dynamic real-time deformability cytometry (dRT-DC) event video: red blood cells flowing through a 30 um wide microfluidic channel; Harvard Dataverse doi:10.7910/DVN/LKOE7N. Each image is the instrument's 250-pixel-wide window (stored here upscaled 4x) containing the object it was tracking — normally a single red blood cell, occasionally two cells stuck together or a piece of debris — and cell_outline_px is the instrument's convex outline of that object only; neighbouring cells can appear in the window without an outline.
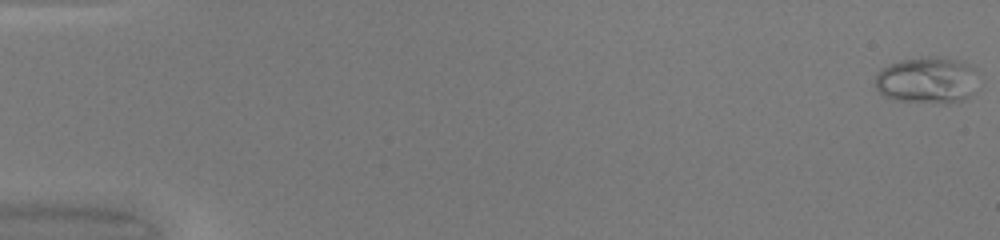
{"species": "common noctule bat (a hibernating species)", "species_latin": "Nyctalus noctula", "temperature_condition": "warm", "stored_images_in_passage": 50, "camera_frame_rate_fps": 3000, "um_per_image_px": 0.085, "animal": {"sex": "female", "body_mass_g": 20.0, "forearm_length_mm": 54.0}, "frame": {"image": 1, "passage_image": 1, "time_ms": 0.0, "image_size_px": [1000, 240], "cell_outline_px": [[976, 68], [968, 96], [964, 100], [948, 104], [896, 100], [884, 96], [876, 88], [876, 76], [880, 68], [888, 64], [900, 60], [924, 56], [936, 56], [960, 60]], "centroid_in_image_um": [78.73, 6.8], "position_along_channel_um": 6.3, "area_um2": 27.86}}
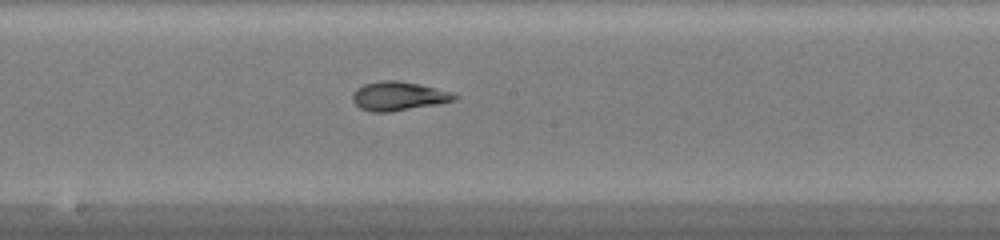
{"frame": {"image": 2, "passage_image": 28, "time_ms": 9.0, "image_size_px": [1000, 240], "cell_outline_px": [[460, 96], [456, 100], [440, 104], [392, 112], [372, 112], [360, 108], [352, 100], [352, 92], [356, 88], [364, 84], [380, 80], [396, 80], [436, 88], [452, 92]], "centroid_in_image_um": [33.88, 8.18], "position_along_channel_um": 214.3, "area_um2": 17.4}}
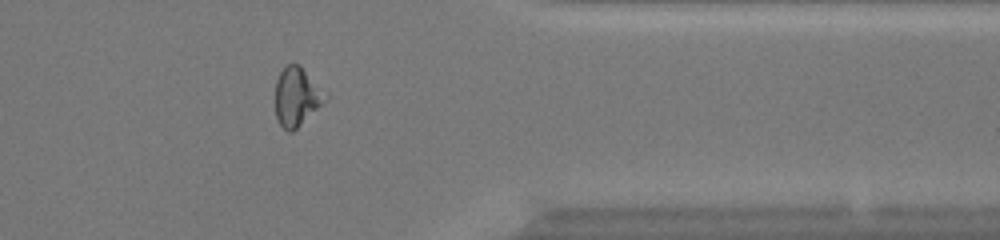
{"frame": {"image": 3, "passage_image": 41, "time_ms": 13.333, "image_size_px": [1000, 240], "cell_outline_px": [[328, 96], [292, 132], [288, 132], [280, 124], [276, 116], [276, 80], [280, 72], [288, 64], [300, 64]], "centroid_in_image_um": [25.19, 8.19], "position_along_channel_um": 386.2, "area_um2": 16.47}, "authors_computed_cell_mechanics": {"area_um2": 17.3689, "velocity_mm_per_s": 4.2442, "shape_relaxation_time_tau1_ms": 8.4047, "shape_relaxation_time_tau2_ms": 1.1739, "deformation_change_tau1": 0.2738, "deformation_change_tau2": 0.0715}}